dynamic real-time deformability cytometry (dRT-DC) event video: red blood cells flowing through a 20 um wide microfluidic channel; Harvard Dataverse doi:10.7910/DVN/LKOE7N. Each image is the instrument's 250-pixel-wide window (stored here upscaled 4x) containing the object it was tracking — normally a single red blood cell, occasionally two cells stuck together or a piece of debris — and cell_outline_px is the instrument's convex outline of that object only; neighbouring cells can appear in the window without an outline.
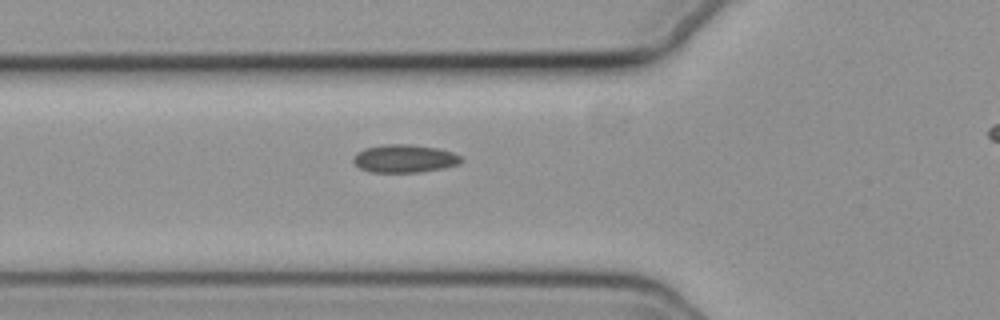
{"species": "common noctule bat (a hibernating species)", "species_latin": "Nyctalus noctula", "temperature_condition": "cold", "stored_images_in_passage": 31, "camera_frame_rate_fps": 3000, "um_per_image_px": 0.085, "animal": {"sex": "female", "body_mass_g": 19.3, "forearm_length_mm": 54.1}, "frame": {"image": 1, "passage_image": 2, "time_ms": 0.333, "image_size_px": [1000, 320], "cell_outline_px": [[464, 160], [460, 164], [444, 168], [420, 172], [372, 172], [360, 168], [352, 160], [352, 156], [356, 152], [364, 148], [384, 144], [408, 144], [436, 148], [452, 152], [460, 156]], "centroid_in_image_um": [34.37, 13.48], "position_along_channel_um": 91.4, "area_um2": 17.69}}
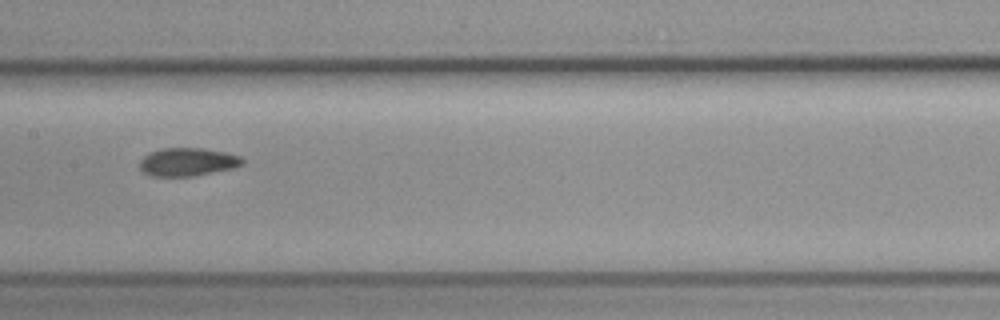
{"frame": {"image": 2, "passage_image": 10, "time_ms": 3.0, "image_size_px": [1000, 320], "cell_outline_px": [[244, 164], [232, 168], [192, 176], [148, 176], [140, 172], [140, 160], [144, 156], [160, 148], [204, 148], [224, 152], [240, 156], [244, 160]], "centroid_in_image_um": [15.91, 13.77], "position_along_channel_um": 191.5, "area_um2": 16.88}}
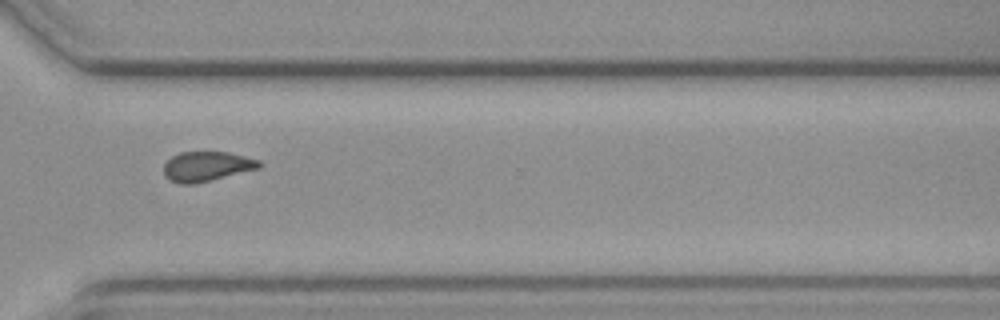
{"frame": {"image": 3, "passage_image": 23, "time_ms": 7.333, "image_size_px": [1000, 320], "cell_outline_px": [[264, 164], [260, 168], [192, 184], [180, 184], [168, 180], [164, 176], [164, 164], [172, 156], [180, 152], [228, 152], [260, 160]], "centroid_in_image_um": [17.57, 14.14], "position_along_channel_um": 353.0, "area_um2": 16.53}}